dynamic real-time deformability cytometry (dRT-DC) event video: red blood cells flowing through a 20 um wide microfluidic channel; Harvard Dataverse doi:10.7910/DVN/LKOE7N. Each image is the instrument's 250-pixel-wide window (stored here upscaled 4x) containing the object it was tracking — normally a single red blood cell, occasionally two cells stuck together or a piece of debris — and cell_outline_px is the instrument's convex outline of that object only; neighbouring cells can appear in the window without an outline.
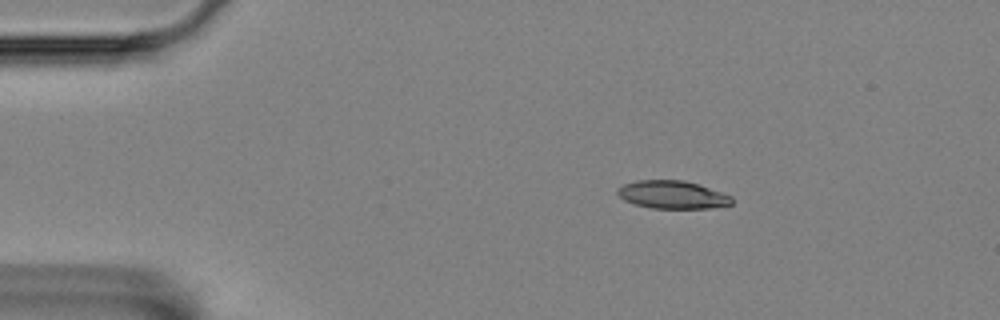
{"species": "Egyptian fruit bat (a non-hibernating species)", "species_latin": "Rousettus aegyptiacus", "temperature_condition": "room temperature", "stored_images_in_passage": 48, "camera_frame_rate_fps": 3000, "um_per_image_px": 0.085, "animal": {"sex": "female"}, "frame": {"image": 1, "passage_image": 1, "time_ms": 0.0, "image_size_px": [1000, 320], "cell_outline_px": [[732, 204], [708, 208], [652, 208], [636, 204], [624, 200], [616, 192], [616, 188], [624, 184], [636, 180], [684, 180], [732, 196]], "centroid_in_image_um": [57.11, 16.54], "position_along_channel_um": 27.9, "area_um2": 18.38}}
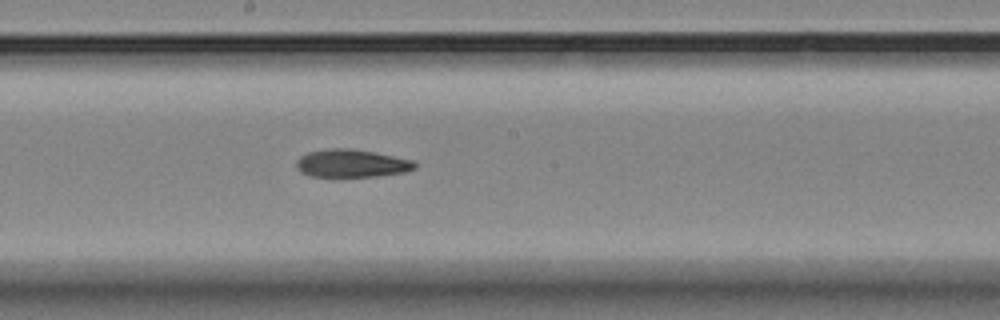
{"frame": {"image": 2, "passage_image": 22, "time_ms": 7.0, "image_size_px": [1000, 320], "cell_outline_px": [[416, 168], [404, 172], [380, 176], [340, 180], [332, 180], [312, 176], [300, 172], [296, 168], [296, 160], [300, 156], [308, 152], [328, 148], [352, 148], [412, 160], [416, 164]], "centroid_in_image_um": [29.8, 13.95], "position_along_channel_um": 218.4, "area_um2": 20.23}}
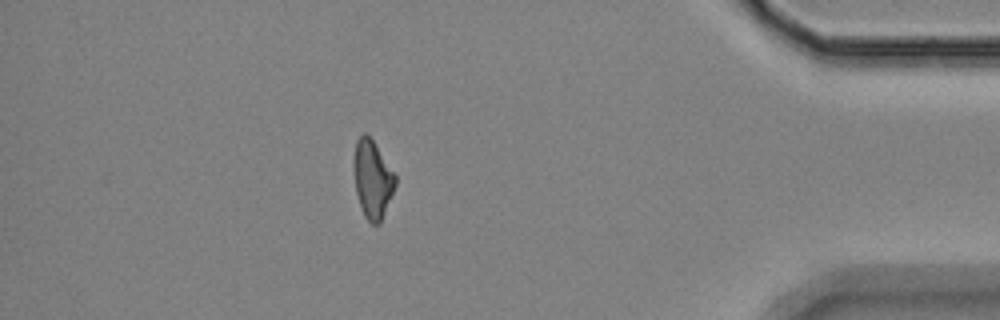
{"frame": {"image": 3, "passage_image": 41, "time_ms": 13.333, "image_size_px": [1000, 320], "cell_outline_px": [[396, 184], [380, 224], [372, 224], [364, 216], [356, 192], [356, 140], [364, 132], [372, 140], [396, 176]], "centroid_in_image_um": [31.7, 15.29], "position_along_channel_um": 403.5, "area_um2": 17.92}, "authors_computed_cell_mechanics": {"area_um2": 19.4208, "velocity_mm_per_s": 3.5701, "shape_relaxation_time_tau1_ms": 6.832, "shape_relaxation_time_tau2_ms": 10.8758, "deformation_change_tau1": 0.1731, "deformation_change_tau2": 0.2203}}